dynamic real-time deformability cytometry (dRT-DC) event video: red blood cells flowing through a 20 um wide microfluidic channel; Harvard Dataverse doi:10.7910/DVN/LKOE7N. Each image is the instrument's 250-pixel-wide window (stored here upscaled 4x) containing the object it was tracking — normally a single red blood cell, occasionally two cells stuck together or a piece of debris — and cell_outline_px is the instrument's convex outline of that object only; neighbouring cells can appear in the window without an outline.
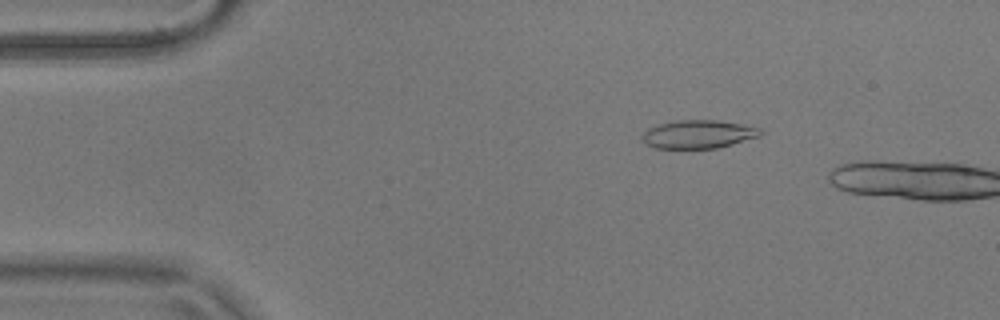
{"species": "common noctule bat (a hibernating species)", "species_latin": "Nyctalus noctula", "temperature_condition": "warm", "stored_images_in_passage": 6, "camera_frame_rate_fps": 3000, "um_per_image_px": 0.085, "animal": {"sex": "male", "body_mass_g": 17.9}, "frame": {"image": 1, "passage_image": 3, "time_ms": 0.667, "image_size_px": [1000, 320], "cell_outline_px": [[764, 132], [760, 136], [732, 144], [716, 148], [656, 148], [640, 140], [640, 136], [648, 128], [660, 124], [676, 120], [716, 120], [740, 124], [760, 128]], "centroid_in_image_um": [59.34, 11.41], "position_along_channel_um": 25.7, "area_um2": 19.42}}